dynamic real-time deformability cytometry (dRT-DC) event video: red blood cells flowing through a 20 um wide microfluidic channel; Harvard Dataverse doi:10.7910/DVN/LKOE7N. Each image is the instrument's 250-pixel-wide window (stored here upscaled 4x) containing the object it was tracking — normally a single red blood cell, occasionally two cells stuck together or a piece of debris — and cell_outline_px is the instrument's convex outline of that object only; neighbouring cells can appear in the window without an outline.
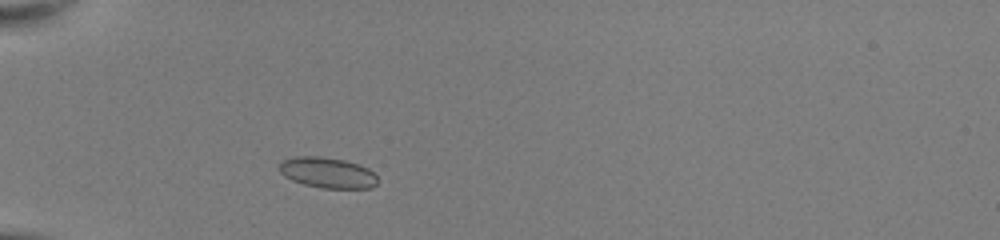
{"species": "common noctule bat (a hibernating species)", "species_latin": "Nyctalus noctula", "temperature_condition": "room temperature", "stored_images_in_passage": 39, "camera_frame_rate_fps": 3000, "um_per_image_px": 0.085, "animal": {"sex": "female", "body_mass_g": 22.0, "forearm_length_mm": 56.7}, "frame": {"image": 1, "passage_image": 5, "time_ms": 1.333, "image_size_px": [1000, 240], "cell_outline_px": [[380, 180], [372, 188], [320, 188], [304, 184], [292, 180], [284, 176], [280, 172], [280, 160], [296, 156], [320, 156], [344, 160], [360, 164], [368, 168]], "centroid_in_image_um": [27.85, 14.67], "position_along_channel_um": 57.2, "area_um2": 17.74}}
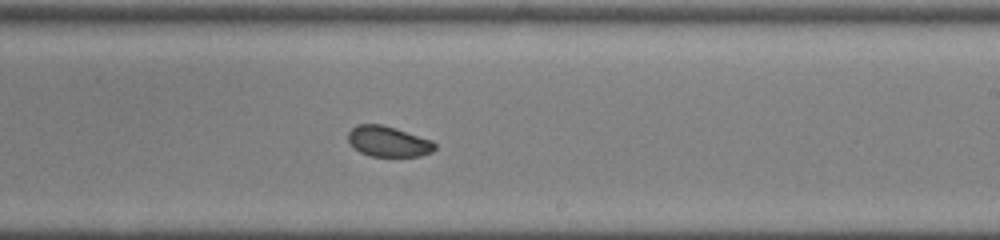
{"frame": {"image": 2, "passage_image": 21, "time_ms": 6.667, "image_size_px": [1000, 240], "cell_outline_px": [[436, 148], [432, 152], [420, 156], [368, 156], [360, 152], [348, 140], [348, 132], [356, 124], [380, 124], [396, 128], [432, 140], [436, 144]], "centroid_in_image_um": [33.02, 12.02], "position_along_channel_um": 256.0, "area_um2": 15.43}}
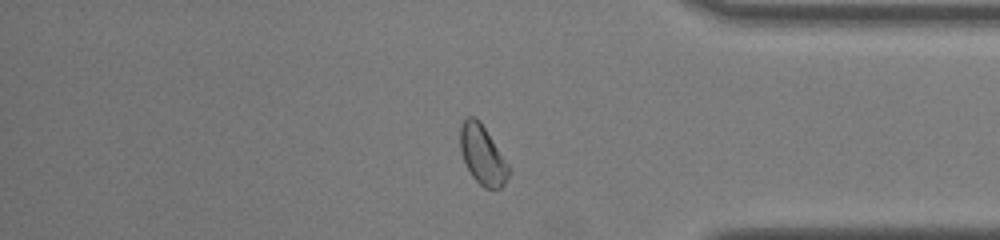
{"frame": {"image": 3, "passage_image": 32, "time_ms": 10.333, "image_size_px": [1000, 240], "cell_outline_px": [[512, 172], [504, 184], [500, 188], [484, 188], [472, 176], [464, 160], [460, 148], [460, 128], [464, 120], [468, 116], [476, 116], [480, 120], [508, 164]], "centroid_in_image_um": [41.03, 13.16], "position_along_channel_um": 394.2, "area_um2": 16.65}, "authors_computed_cell_mechanics": {"area_um2": 16.8198, "velocity_mm_per_s": 4.0367, "shape_relaxation_time_tau1_ms": 2.218, "shape_relaxation_time_tau2_ms": 1.5712, "deformation_change_tau1": 0.0605, "deformation_change_tau2": 0.0399}}